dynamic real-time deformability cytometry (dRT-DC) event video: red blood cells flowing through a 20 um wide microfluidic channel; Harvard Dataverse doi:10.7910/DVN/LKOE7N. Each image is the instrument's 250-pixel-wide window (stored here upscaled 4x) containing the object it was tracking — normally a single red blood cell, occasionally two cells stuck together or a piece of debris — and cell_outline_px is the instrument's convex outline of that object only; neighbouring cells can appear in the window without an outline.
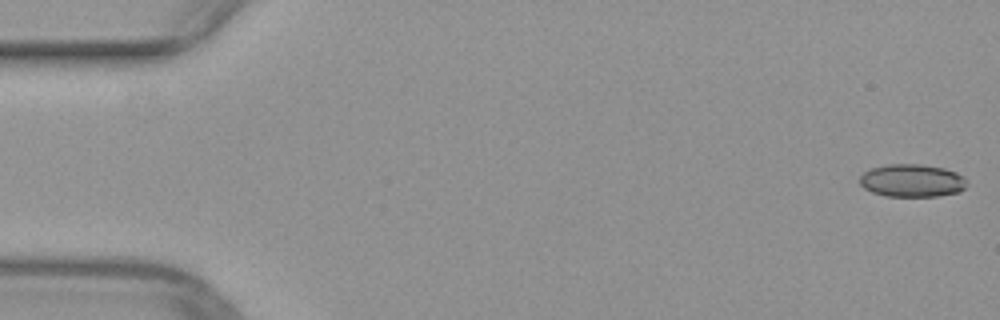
{"species": "common noctule bat (a hibernating species)", "species_latin": "Nyctalus noctula", "temperature_condition": "warm", "stored_images_in_passage": 50, "camera_frame_rate_fps": 3000, "um_per_image_px": 0.085, "animal": {"sex": "female", "body_mass_g": 29.2, "forearm_length_mm": 56.3}, "frame": {"image": 1, "passage_image": 1, "time_ms": 0.0, "image_size_px": [1000, 320], "cell_outline_px": [[968, 184], [960, 192], [936, 196], [884, 196], [872, 192], [864, 188], [860, 184], [860, 176], [864, 172], [872, 168], [888, 164], [920, 164], [944, 168], [956, 172]], "centroid_in_image_um": [77.5, 15.35], "position_along_channel_um": 7.5, "area_um2": 20.4}}
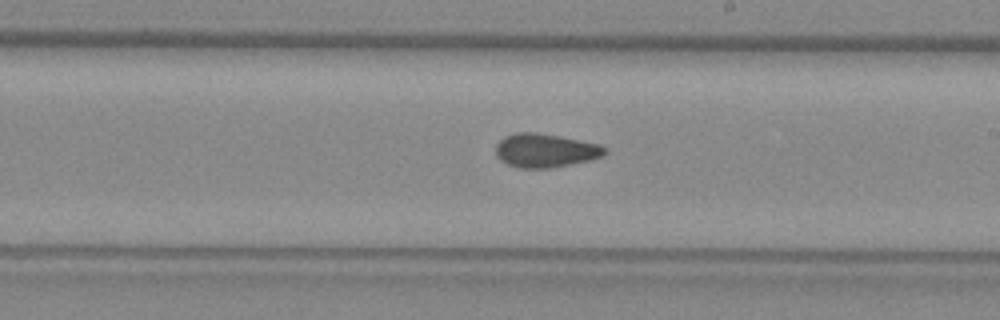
{"frame": {"image": 2, "passage_image": 29, "time_ms": 9.333, "image_size_px": [1000, 320], "cell_outline_px": [[608, 152], [604, 156], [588, 160], [548, 168], [520, 168], [508, 164], [500, 160], [496, 156], [496, 144], [504, 136], [516, 132], [536, 132], [560, 136], [600, 144], [608, 148]], "centroid_in_image_um": [46.36, 12.78], "position_along_channel_um": 242.6, "area_um2": 21.5}}
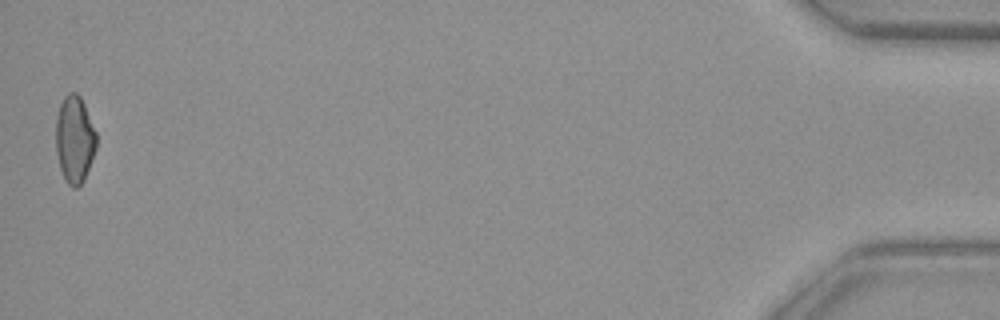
{"frame": {"image": 3, "passage_image": 50, "time_ms": 16.333, "image_size_px": [1000, 320], "cell_outline_px": [[96, 148], [84, 180], [76, 188], [72, 188], [64, 180], [60, 168], [56, 152], [56, 116], [60, 104], [64, 96], [68, 92], [76, 92], [80, 96], [84, 104], [96, 132]], "centroid_in_image_um": [6.33, 11.84], "position_along_channel_um": 428.9, "area_um2": 20.63}}